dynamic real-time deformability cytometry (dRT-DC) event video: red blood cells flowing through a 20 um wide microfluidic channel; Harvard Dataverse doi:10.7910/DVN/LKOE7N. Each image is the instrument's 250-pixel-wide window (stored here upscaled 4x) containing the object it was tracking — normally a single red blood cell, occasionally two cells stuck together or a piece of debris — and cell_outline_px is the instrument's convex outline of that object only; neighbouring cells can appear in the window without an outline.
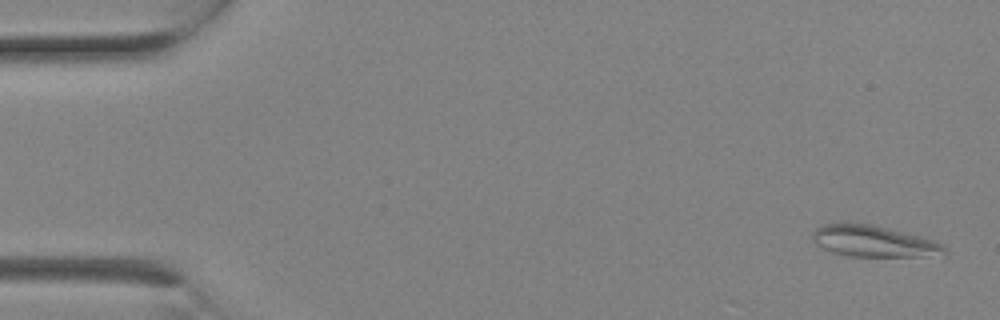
{"species": "Egyptian fruit bat (a non-hibernating species)", "species_latin": "Rousettus aegyptiacus", "temperature_condition": "room temperature", "stored_images_in_passage": 2, "camera_frame_rate_fps": 3000, "um_per_image_px": 0.085, "animal": {"sex": "female"}, "frame": {"image": 1, "passage_image": 1, "time_ms": 0.0, "image_size_px": [1000, 320], "cell_outline_px": [[948, 256], [848, 256], [832, 252], [816, 244], [812, 240], [812, 236], [816, 228], [824, 224], [872, 224], [936, 240], [944, 244], [948, 248]], "centroid_in_image_um": [74.38, 20.53], "position_along_channel_um": 10.6, "area_um2": 24.16}}